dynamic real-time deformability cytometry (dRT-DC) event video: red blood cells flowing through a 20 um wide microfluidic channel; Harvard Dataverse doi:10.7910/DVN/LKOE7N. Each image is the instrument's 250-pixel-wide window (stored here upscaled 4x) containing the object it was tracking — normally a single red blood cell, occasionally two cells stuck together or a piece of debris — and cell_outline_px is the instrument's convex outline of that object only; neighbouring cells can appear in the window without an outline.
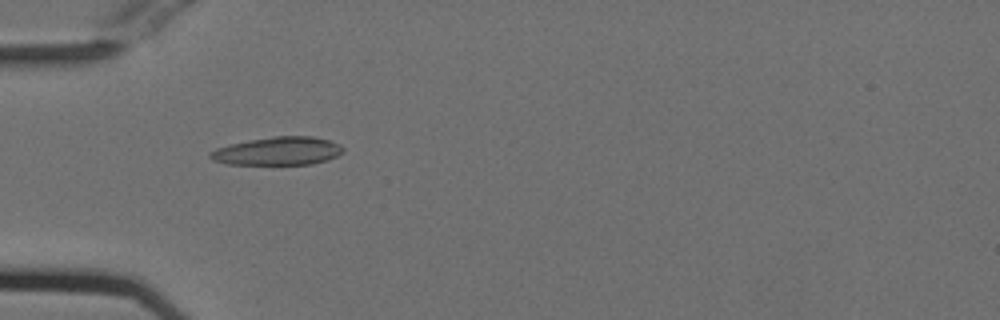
{"species": "Egyptian fruit bat (a non-hibernating species)", "species_latin": "Rousettus aegyptiacus", "temperature_condition": "cold", "stored_images_in_passage": 54, "camera_frame_rate_fps": 3000, "um_per_image_px": 0.085, "animal": {"sex": "female"}, "frame": {"image": 1, "passage_image": 17, "time_ms": 5.333, "image_size_px": [1000, 320], "cell_outline_px": [[344, 152], [328, 160], [312, 164], [224, 164], [212, 160], [208, 156], [208, 152], [216, 148], [228, 144], [248, 140], [272, 136], [312, 136], [328, 140], [340, 144], [344, 148]], "centroid_in_image_um": [23.59, 12.84], "position_along_channel_um": 61.4, "area_um2": 22.08}}
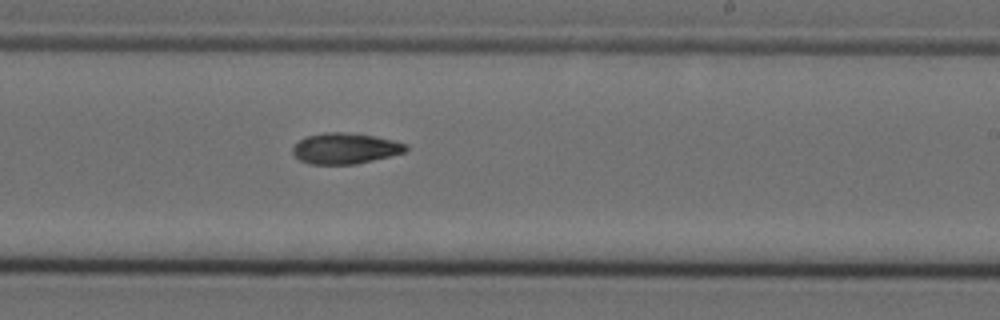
{"frame": {"image": 2, "passage_image": 33, "time_ms": 10.667, "image_size_px": [1000, 320], "cell_outline_px": [[408, 148], [404, 152], [356, 164], [308, 164], [300, 160], [292, 152], [292, 148], [300, 140], [308, 136], [324, 132], [348, 132], [376, 136], [408, 144]], "centroid_in_image_um": [29.34, 12.61], "position_along_channel_um": 259.7, "area_um2": 20.23}}
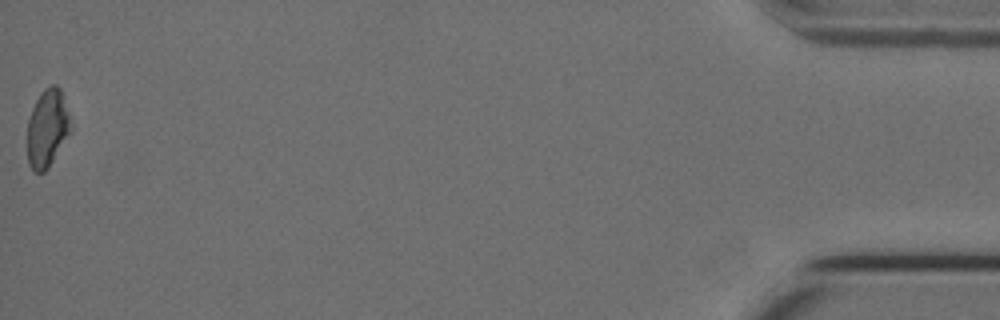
{"frame": {"image": 3, "passage_image": 54, "time_ms": 17.667, "image_size_px": [1000, 320], "cell_outline_px": [[72, 128], [48, 168], [44, 172], [32, 172], [28, 164], [28, 120], [32, 108], [40, 92], [44, 88], [52, 84], [56, 84], [60, 88], [68, 112]], "centroid_in_image_um": [4.01, 10.89], "position_along_channel_um": 431.2, "area_um2": 19.54}, "authors_computed_cell_mechanics": {"area_um2": 20.3745, "velocity_mm_per_s": 3.7793, "shape_relaxation_time_tau1_ms": 8.2975, "shape_relaxation_time_tau2_ms": null, "deformation_change_tau1": 0.1764, "deformation_change_tau2": null}}